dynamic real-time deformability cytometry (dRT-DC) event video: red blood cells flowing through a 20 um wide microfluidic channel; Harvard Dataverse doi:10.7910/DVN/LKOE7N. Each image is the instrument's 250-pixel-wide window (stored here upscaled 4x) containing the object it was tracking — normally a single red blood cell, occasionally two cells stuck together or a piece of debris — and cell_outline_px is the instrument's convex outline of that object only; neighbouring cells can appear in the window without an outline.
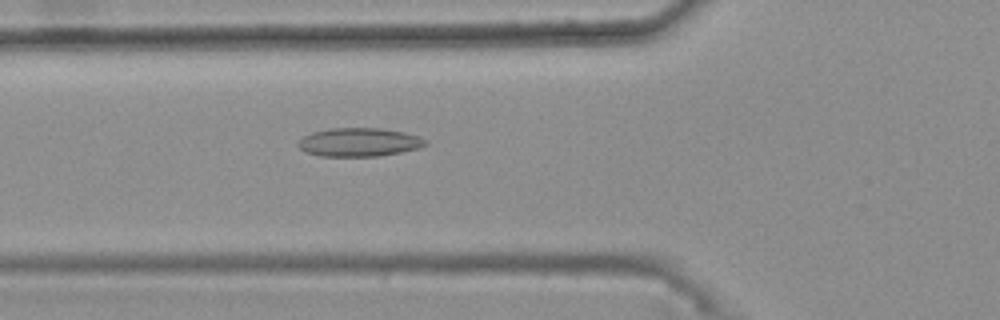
{"species": "common noctule bat (a hibernating species)", "species_latin": "Nyctalus noctula", "temperature_condition": "warm", "stored_images_in_passage": 38, "camera_frame_rate_fps": 3000, "um_per_image_px": 0.085, "animal": {"sex": "female", "body_mass_g": 25.1}, "frame": {"image": 1, "passage_image": 9, "time_ms": 2.667, "image_size_px": [1000, 320], "cell_outline_px": [[428, 144], [420, 148], [400, 152], [376, 156], [320, 156], [308, 152], [300, 148], [296, 144], [304, 136], [312, 132], [328, 128], [380, 128], [404, 132], [420, 136], [428, 140]], "centroid_in_image_um": [30.56, 12.08], "position_along_channel_um": 95.2, "area_um2": 21.21}}
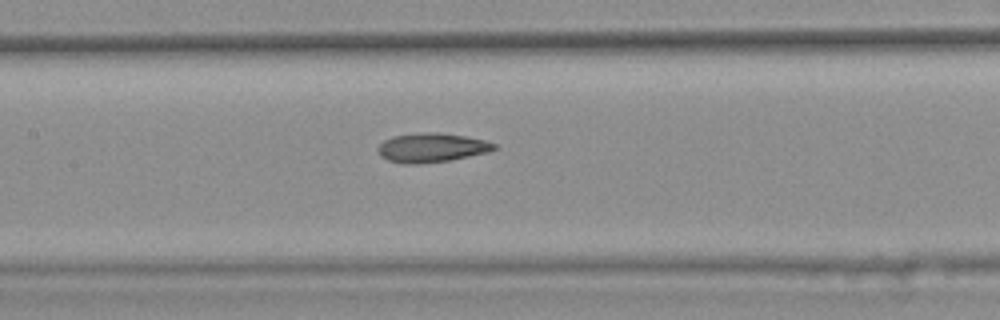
{"frame": {"image": 2, "passage_image": 15, "time_ms": 4.667, "image_size_px": [1000, 320], "cell_outline_px": [[496, 148], [488, 152], [448, 160], [416, 164], [404, 164], [388, 160], [380, 156], [376, 148], [384, 140], [392, 136], [424, 132], [440, 132], [464, 136], [484, 140], [496, 144]], "centroid_in_image_um": [36.64, 12.54], "position_along_channel_um": 170.8, "area_um2": 19.65}}
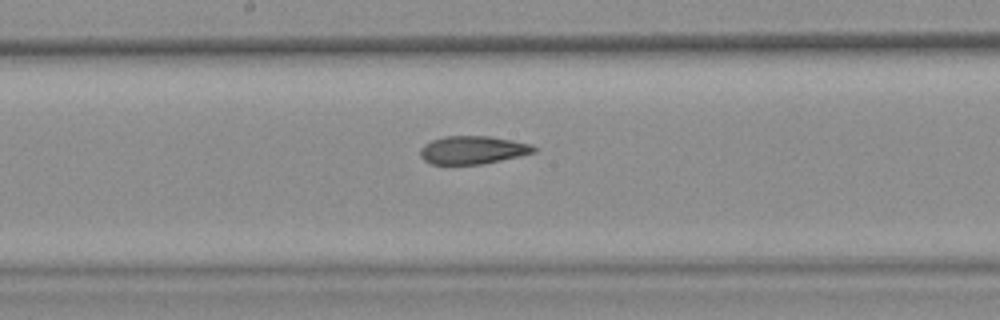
{"frame": {"image": 3, "passage_image": 18, "time_ms": 5.667, "image_size_px": [1000, 320], "cell_outline_px": [[536, 152], [484, 164], [432, 164], [424, 160], [420, 156], [420, 148], [424, 144], [432, 140], [444, 136], [488, 136], [512, 140], [532, 144], [536, 148]], "centroid_in_image_um": [40.18, 12.75], "position_along_channel_um": 208.0, "area_um2": 18.61}, "authors_computed_cell_mechanics": {"area_um2": 19.2763, "velocity_mm_per_s": 3.7545, "shape_relaxation_time_tau1_ms": null, "shape_relaxation_time_tau2_ms": 5.3939, "deformation_change_tau1": null, "deformation_change_tau2": 0.1422}}